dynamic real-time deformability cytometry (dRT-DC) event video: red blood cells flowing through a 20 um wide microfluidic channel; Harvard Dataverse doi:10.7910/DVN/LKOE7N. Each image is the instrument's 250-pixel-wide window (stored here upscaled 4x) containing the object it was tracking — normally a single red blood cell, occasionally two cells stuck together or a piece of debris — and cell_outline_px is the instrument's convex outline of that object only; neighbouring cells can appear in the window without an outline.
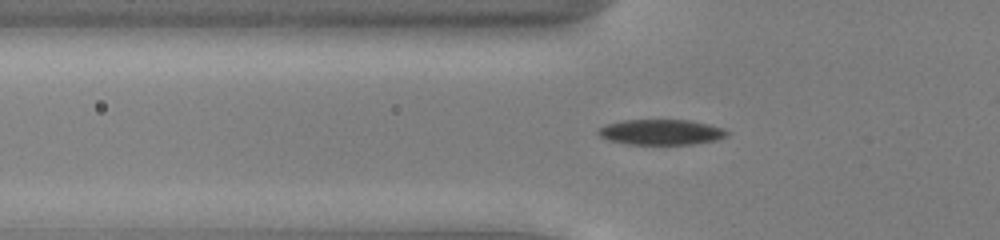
{"species": "common noctule bat (a hibernating species)", "species_latin": "Nyctalus noctula", "temperature_condition": "cold", "stored_images_in_passage": 54, "camera_frame_rate_fps": 3000, "um_per_image_px": 0.085, "animal": {"sex": "male", "body_mass_g": 13.0, "forearm_length_mm": 53.1}, "frame": {"image": 1, "passage_image": 19, "time_ms": 6.0, "image_size_px": [1000, 240], "cell_outline_px": [[728, 136], [716, 140], [692, 144], [628, 144], [608, 140], [600, 136], [596, 132], [600, 128], [608, 124], [624, 120], [688, 120], [708, 124], [724, 128], [728, 132]], "centroid_in_image_um": [56.21, 11.23], "position_along_channel_um": 69.6, "area_um2": 18.96}}
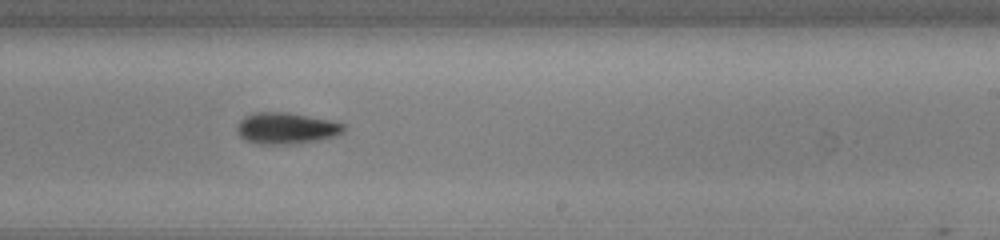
{"frame": {"image": 2, "passage_image": 34, "time_ms": 11.0, "image_size_px": [1000, 240], "cell_outline_px": [[348, 124], [344, 132], [336, 136], [320, 140], [296, 144], [260, 144], [244, 140], [236, 132], [236, 124], [244, 116], [256, 112], [288, 112], [332, 120]], "centroid_in_image_um": [24.36, 10.9], "position_along_channel_um": 264.6, "area_um2": 20.06}}
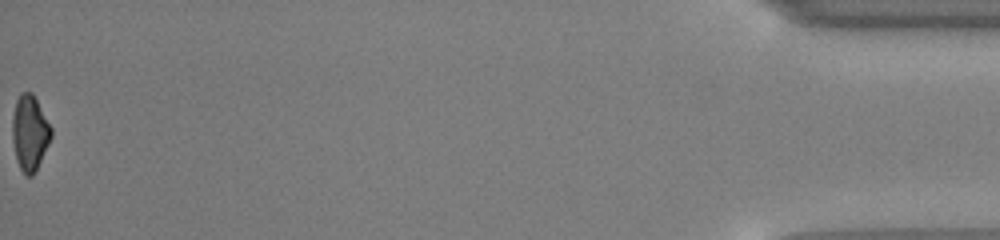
{"frame": {"image": 3, "passage_image": 54, "time_ms": 17.667, "image_size_px": [1000, 240], "cell_outline_px": [[52, 136], [32, 176], [24, 176], [16, 160], [12, 140], [12, 116], [16, 100], [20, 92], [32, 92], [52, 128]], "centroid_in_image_um": [2.5, 11.27], "position_along_channel_um": 432.7, "area_um2": 16.99}, "authors_computed_cell_mechanics": {"area_um2": 18.6694, "velocity_mm_per_s": 3.9284, "shape_relaxation_time_tau1_ms": 2.2985, "shape_relaxation_time_tau2_ms": null, "deformation_change_tau1": 0.1143, "deformation_change_tau2": null}}